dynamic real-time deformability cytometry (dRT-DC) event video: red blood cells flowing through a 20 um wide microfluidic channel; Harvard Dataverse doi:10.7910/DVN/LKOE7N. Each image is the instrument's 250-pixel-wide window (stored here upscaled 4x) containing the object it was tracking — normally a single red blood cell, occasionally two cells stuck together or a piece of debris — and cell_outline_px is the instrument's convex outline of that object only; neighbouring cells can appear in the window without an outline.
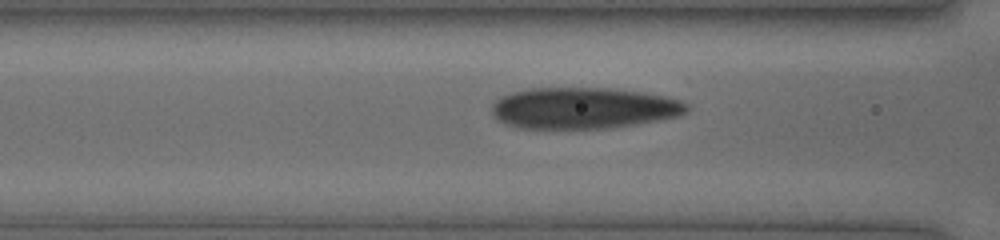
{"species": "human", "species_latin": "Homo sapiens", "temperature_condition": "cold", "stored_images_in_passage": 41, "camera_frame_rate_fps": 3000, "um_per_image_px": 0.085, "donor": {"sex": "female"}, "frame": {"image": 1, "passage_image": 18, "time_ms": 5.667, "image_size_px": [1000, 240], "cell_outline_px": [[688, 112], [680, 116], [636, 124], [612, 128], [516, 128], [504, 124], [496, 120], [492, 112], [492, 104], [500, 96], [512, 92], [528, 88], [608, 88], [640, 92], [664, 96], [680, 100], [688, 104]], "centroid_in_image_um": [49.57, 9.19], "position_along_channel_um": 117.0, "area_um2": 47.16}}
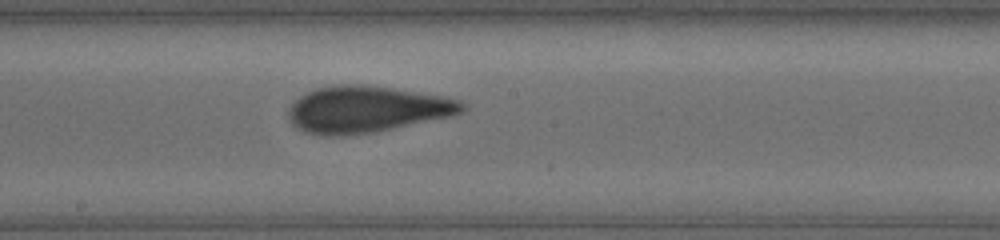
{"frame": {"image": 2, "passage_image": 25, "time_ms": 8.0, "image_size_px": [1000, 240], "cell_outline_px": [[464, 108], [460, 112], [452, 116], [372, 132], [340, 136], [328, 136], [308, 132], [296, 128], [288, 120], [288, 108], [300, 96], [316, 88], [336, 84], [360, 84], [392, 88], [444, 96], [460, 100], [464, 104]], "centroid_in_image_um": [31.13, 9.28], "position_along_channel_um": 217.1, "area_um2": 46.82}}
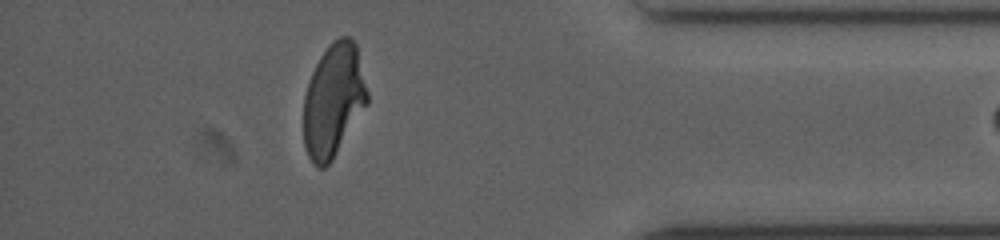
{"frame": {"image": 3, "passage_image": 40, "time_ms": 13.0, "image_size_px": [1000, 240], "cell_outline_px": [[368, 104], [332, 160], [324, 168], [316, 168], [312, 164], [308, 156], [304, 144], [304, 96], [312, 72], [320, 56], [340, 36], [348, 36], [356, 44], [368, 92]], "centroid_in_image_um": [28.35, 8.57], "position_along_channel_um": 406.9, "area_um2": 41.79}}